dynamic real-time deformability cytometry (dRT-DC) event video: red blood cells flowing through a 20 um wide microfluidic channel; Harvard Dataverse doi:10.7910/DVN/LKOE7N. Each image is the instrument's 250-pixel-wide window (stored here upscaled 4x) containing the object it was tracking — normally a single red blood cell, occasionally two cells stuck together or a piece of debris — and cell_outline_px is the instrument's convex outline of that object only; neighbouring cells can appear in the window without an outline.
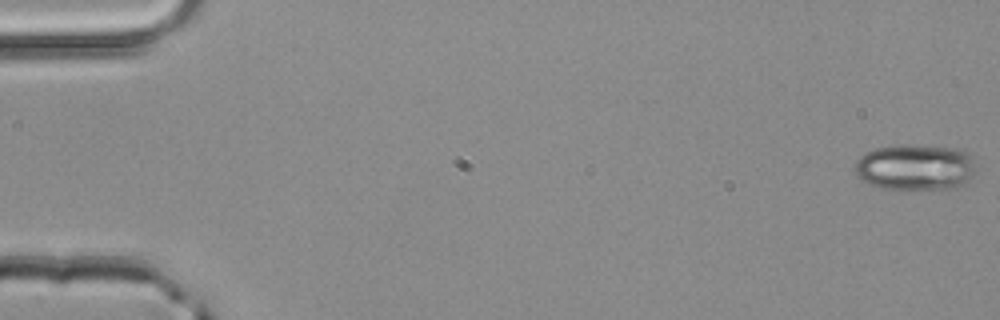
{"species": "common noctule bat (a hibernating species)", "species_latin": "Nyctalus noctula", "temperature_condition": "room temperature", "stored_images_in_passage": 4, "camera_frame_rate_fps": 3000, "um_per_image_px": 0.085, "animal": {"sex": "male", "body_mass_g": 20.4}, "frame": {"image": 1, "passage_image": 1, "time_ms": 0.0, "image_size_px": [1000, 320], "cell_outline_px": [[976, 172], [964, 184], [956, 188], [896, 192], [868, 184], [856, 172], [856, 160], [864, 152], [876, 148], [896, 144], [912, 144], [956, 148], [968, 152], [972, 160]], "centroid_in_image_um": [77.8, 14.24], "position_along_channel_um": 7.2, "area_um2": 33.52}}